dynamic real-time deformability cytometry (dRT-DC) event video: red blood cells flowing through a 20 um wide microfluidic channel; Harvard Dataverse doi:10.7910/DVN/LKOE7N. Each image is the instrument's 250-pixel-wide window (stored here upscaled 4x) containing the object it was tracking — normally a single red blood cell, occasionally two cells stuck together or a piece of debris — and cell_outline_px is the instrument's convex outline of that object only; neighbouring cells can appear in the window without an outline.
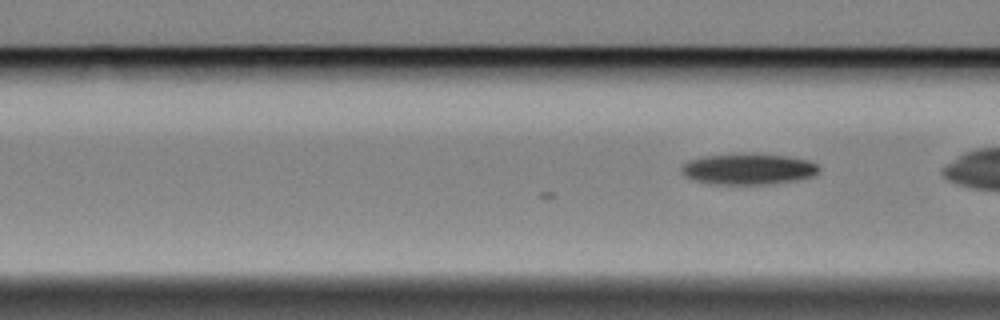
{"species": "Egyptian fruit bat (a non-hibernating species)", "species_latin": "Rousettus aegyptiacus", "temperature_condition": "cold", "stored_images_in_passage": 4, "camera_frame_rate_fps": 3000, "um_per_image_px": 0.085, "animal": {"sex": "female"}, "frame": {"image": 1, "passage_image": 4, "time_ms": 1.0, "image_size_px": [1000, 320], "cell_outline_px": [[820, 168], [812, 176], [796, 180], [772, 184], [708, 184], [692, 180], [684, 176], [680, 172], [680, 168], [688, 160], [704, 156], [752, 152], [788, 156], [808, 160], [816, 164]], "centroid_in_image_um": [63.55, 14.36], "position_along_channel_um": 103.0, "area_um2": 25.32}}